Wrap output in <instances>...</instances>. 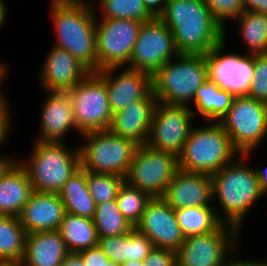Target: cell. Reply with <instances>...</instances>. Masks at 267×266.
Returning a JSON list of instances; mask_svg holds the SVG:
<instances>
[{"label": "cell", "mask_w": 267, "mask_h": 266, "mask_svg": "<svg viewBox=\"0 0 267 266\" xmlns=\"http://www.w3.org/2000/svg\"><path fill=\"white\" fill-rule=\"evenodd\" d=\"M247 159L244 154H239L211 176L213 207L218 219L240 232L247 213L253 209L257 200L263 198L255 167L247 164ZM215 203L219 205L216 206Z\"/></svg>", "instance_id": "6da1fadb"}, {"label": "cell", "mask_w": 267, "mask_h": 266, "mask_svg": "<svg viewBox=\"0 0 267 266\" xmlns=\"http://www.w3.org/2000/svg\"><path fill=\"white\" fill-rule=\"evenodd\" d=\"M173 33L180 54H207L225 40V30L203 0H168L158 17Z\"/></svg>", "instance_id": "7a4b0ae2"}, {"label": "cell", "mask_w": 267, "mask_h": 266, "mask_svg": "<svg viewBox=\"0 0 267 266\" xmlns=\"http://www.w3.org/2000/svg\"><path fill=\"white\" fill-rule=\"evenodd\" d=\"M54 46L72 54L90 72H97L96 15L90 0H50Z\"/></svg>", "instance_id": "3957f363"}, {"label": "cell", "mask_w": 267, "mask_h": 266, "mask_svg": "<svg viewBox=\"0 0 267 266\" xmlns=\"http://www.w3.org/2000/svg\"><path fill=\"white\" fill-rule=\"evenodd\" d=\"M30 154L27 158L19 157L17 160L27 170L35 191L58 194L81 167L78 145L70 150L66 142L35 140Z\"/></svg>", "instance_id": "277c9868"}, {"label": "cell", "mask_w": 267, "mask_h": 266, "mask_svg": "<svg viewBox=\"0 0 267 266\" xmlns=\"http://www.w3.org/2000/svg\"><path fill=\"white\" fill-rule=\"evenodd\" d=\"M208 80L204 54H179L152 75L157 102L190 108L196 91Z\"/></svg>", "instance_id": "5b68a950"}, {"label": "cell", "mask_w": 267, "mask_h": 266, "mask_svg": "<svg viewBox=\"0 0 267 266\" xmlns=\"http://www.w3.org/2000/svg\"><path fill=\"white\" fill-rule=\"evenodd\" d=\"M206 125L192 128L178 157L180 170L212 176L239 155L219 122Z\"/></svg>", "instance_id": "8992f818"}, {"label": "cell", "mask_w": 267, "mask_h": 266, "mask_svg": "<svg viewBox=\"0 0 267 266\" xmlns=\"http://www.w3.org/2000/svg\"><path fill=\"white\" fill-rule=\"evenodd\" d=\"M81 139L84 140L79 145L83 169L126 177L138 144L109 130L82 134Z\"/></svg>", "instance_id": "52a82bcc"}, {"label": "cell", "mask_w": 267, "mask_h": 266, "mask_svg": "<svg viewBox=\"0 0 267 266\" xmlns=\"http://www.w3.org/2000/svg\"><path fill=\"white\" fill-rule=\"evenodd\" d=\"M219 123L228 133L233 148L250 159L267 137V104L248 96L234 97Z\"/></svg>", "instance_id": "ba28073f"}, {"label": "cell", "mask_w": 267, "mask_h": 266, "mask_svg": "<svg viewBox=\"0 0 267 266\" xmlns=\"http://www.w3.org/2000/svg\"><path fill=\"white\" fill-rule=\"evenodd\" d=\"M67 92L73 104L74 118L80 136L110 129L113 113L105 78L99 72L89 73Z\"/></svg>", "instance_id": "9c48e42d"}, {"label": "cell", "mask_w": 267, "mask_h": 266, "mask_svg": "<svg viewBox=\"0 0 267 266\" xmlns=\"http://www.w3.org/2000/svg\"><path fill=\"white\" fill-rule=\"evenodd\" d=\"M241 233L221 223L209 233L185 237L176 251V266H222L239 251Z\"/></svg>", "instance_id": "30bf717a"}, {"label": "cell", "mask_w": 267, "mask_h": 266, "mask_svg": "<svg viewBox=\"0 0 267 266\" xmlns=\"http://www.w3.org/2000/svg\"><path fill=\"white\" fill-rule=\"evenodd\" d=\"M179 170L178 157L155 150L148 145H138L125 181L152 198L163 197L168 184Z\"/></svg>", "instance_id": "8fae6325"}, {"label": "cell", "mask_w": 267, "mask_h": 266, "mask_svg": "<svg viewBox=\"0 0 267 266\" xmlns=\"http://www.w3.org/2000/svg\"><path fill=\"white\" fill-rule=\"evenodd\" d=\"M142 24L138 20L96 18L97 72L128 67Z\"/></svg>", "instance_id": "7c38bea8"}, {"label": "cell", "mask_w": 267, "mask_h": 266, "mask_svg": "<svg viewBox=\"0 0 267 266\" xmlns=\"http://www.w3.org/2000/svg\"><path fill=\"white\" fill-rule=\"evenodd\" d=\"M178 52L173 33L158 17L143 22L135 42L128 68L153 75Z\"/></svg>", "instance_id": "4fadbf2b"}, {"label": "cell", "mask_w": 267, "mask_h": 266, "mask_svg": "<svg viewBox=\"0 0 267 266\" xmlns=\"http://www.w3.org/2000/svg\"><path fill=\"white\" fill-rule=\"evenodd\" d=\"M194 117L195 115L187 106L157 102L146 145L179 157L194 127L192 124Z\"/></svg>", "instance_id": "5bb4252c"}, {"label": "cell", "mask_w": 267, "mask_h": 266, "mask_svg": "<svg viewBox=\"0 0 267 266\" xmlns=\"http://www.w3.org/2000/svg\"><path fill=\"white\" fill-rule=\"evenodd\" d=\"M225 40L205 54L208 79L235 97L247 96L253 79L254 55L226 52Z\"/></svg>", "instance_id": "9a60e30c"}, {"label": "cell", "mask_w": 267, "mask_h": 266, "mask_svg": "<svg viewBox=\"0 0 267 266\" xmlns=\"http://www.w3.org/2000/svg\"><path fill=\"white\" fill-rule=\"evenodd\" d=\"M135 228L147 236L156 248L177 251L185 240L174 209L162 197H154L147 203Z\"/></svg>", "instance_id": "2e32d148"}, {"label": "cell", "mask_w": 267, "mask_h": 266, "mask_svg": "<svg viewBox=\"0 0 267 266\" xmlns=\"http://www.w3.org/2000/svg\"><path fill=\"white\" fill-rule=\"evenodd\" d=\"M99 73L105 78L113 114L131 102L146 99L152 93V75L144 71L115 67L101 70Z\"/></svg>", "instance_id": "e0dca14e"}, {"label": "cell", "mask_w": 267, "mask_h": 266, "mask_svg": "<svg viewBox=\"0 0 267 266\" xmlns=\"http://www.w3.org/2000/svg\"><path fill=\"white\" fill-rule=\"evenodd\" d=\"M46 95L40 113L39 142H65L66 136L77 131L73 104L67 91L45 90Z\"/></svg>", "instance_id": "ac0fdd59"}, {"label": "cell", "mask_w": 267, "mask_h": 266, "mask_svg": "<svg viewBox=\"0 0 267 266\" xmlns=\"http://www.w3.org/2000/svg\"><path fill=\"white\" fill-rule=\"evenodd\" d=\"M42 65L39 83L49 91H69L91 73L72 54L54 45Z\"/></svg>", "instance_id": "d6986e66"}, {"label": "cell", "mask_w": 267, "mask_h": 266, "mask_svg": "<svg viewBox=\"0 0 267 266\" xmlns=\"http://www.w3.org/2000/svg\"><path fill=\"white\" fill-rule=\"evenodd\" d=\"M174 210L213 206V181L210 175L178 170L162 197Z\"/></svg>", "instance_id": "ffe728a7"}, {"label": "cell", "mask_w": 267, "mask_h": 266, "mask_svg": "<svg viewBox=\"0 0 267 266\" xmlns=\"http://www.w3.org/2000/svg\"><path fill=\"white\" fill-rule=\"evenodd\" d=\"M66 211L59 194L33 190L19 220L27 234L59 229Z\"/></svg>", "instance_id": "44dd1931"}, {"label": "cell", "mask_w": 267, "mask_h": 266, "mask_svg": "<svg viewBox=\"0 0 267 266\" xmlns=\"http://www.w3.org/2000/svg\"><path fill=\"white\" fill-rule=\"evenodd\" d=\"M156 104L153 92L146 99L131 102L113 114L109 131L116 136L132 139L138 145L147 144Z\"/></svg>", "instance_id": "7402d4cb"}, {"label": "cell", "mask_w": 267, "mask_h": 266, "mask_svg": "<svg viewBox=\"0 0 267 266\" xmlns=\"http://www.w3.org/2000/svg\"><path fill=\"white\" fill-rule=\"evenodd\" d=\"M58 230L33 232L26 235L24 266H61L69 254Z\"/></svg>", "instance_id": "603a6c76"}, {"label": "cell", "mask_w": 267, "mask_h": 266, "mask_svg": "<svg viewBox=\"0 0 267 266\" xmlns=\"http://www.w3.org/2000/svg\"><path fill=\"white\" fill-rule=\"evenodd\" d=\"M32 192L29 174L16 160L0 179V215L19 216Z\"/></svg>", "instance_id": "cb8c5ba5"}, {"label": "cell", "mask_w": 267, "mask_h": 266, "mask_svg": "<svg viewBox=\"0 0 267 266\" xmlns=\"http://www.w3.org/2000/svg\"><path fill=\"white\" fill-rule=\"evenodd\" d=\"M98 246L109 260L119 264L130 260L143 262L155 248L135 227L127 234L99 238Z\"/></svg>", "instance_id": "d4e9b609"}, {"label": "cell", "mask_w": 267, "mask_h": 266, "mask_svg": "<svg viewBox=\"0 0 267 266\" xmlns=\"http://www.w3.org/2000/svg\"><path fill=\"white\" fill-rule=\"evenodd\" d=\"M234 97L208 79L196 91L190 110L195 116L200 114L205 122H220L230 109Z\"/></svg>", "instance_id": "484cf974"}, {"label": "cell", "mask_w": 267, "mask_h": 266, "mask_svg": "<svg viewBox=\"0 0 267 266\" xmlns=\"http://www.w3.org/2000/svg\"><path fill=\"white\" fill-rule=\"evenodd\" d=\"M66 213L92 219L96 204L87 186L86 170L80 167L58 193Z\"/></svg>", "instance_id": "4316f807"}, {"label": "cell", "mask_w": 267, "mask_h": 266, "mask_svg": "<svg viewBox=\"0 0 267 266\" xmlns=\"http://www.w3.org/2000/svg\"><path fill=\"white\" fill-rule=\"evenodd\" d=\"M58 231L70 253L95 247L99 242L94 221L89 218L65 213Z\"/></svg>", "instance_id": "83f0119b"}, {"label": "cell", "mask_w": 267, "mask_h": 266, "mask_svg": "<svg viewBox=\"0 0 267 266\" xmlns=\"http://www.w3.org/2000/svg\"><path fill=\"white\" fill-rule=\"evenodd\" d=\"M240 41L246 46V53L259 55L267 53V15L245 11L236 19Z\"/></svg>", "instance_id": "f1b7e54d"}, {"label": "cell", "mask_w": 267, "mask_h": 266, "mask_svg": "<svg viewBox=\"0 0 267 266\" xmlns=\"http://www.w3.org/2000/svg\"><path fill=\"white\" fill-rule=\"evenodd\" d=\"M26 235L18 216L0 215V261H22Z\"/></svg>", "instance_id": "f546056e"}, {"label": "cell", "mask_w": 267, "mask_h": 266, "mask_svg": "<svg viewBox=\"0 0 267 266\" xmlns=\"http://www.w3.org/2000/svg\"><path fill=\"white\" fill-rule=\"evenodd\" d=\"M174 213L185 237L209 233L222 223L213 206L175 209Z\"/></svg>", "instance_id": "4dcf8cb0"}, {"label": "cell", "mask_w": 267, "mask_h": 266, "mask_svg": "<svg viewBox=\"0 0 267 266\" xmlns=\"http://www.w3.org/2000/svg\"><path fill=\"white\" fill-rule=\"evenodd\" d=\"M93 221L99 238L127 234L134 228L123 216L116 200L96 205Z\"/></svg>", "instance_id": "1f68e13d"}, {"label": "cell", "mask_w": 267, "mask_h": 266, "mask_svg": "<svg viewBox=\"0 0 267 266\" xmlns=\"http://www.w3.org/2000/svg\"><path fill=\"white\" fill-rule=\"evenodd\" d=\"M90 1L96 18L130 19L142 22H147L155 18L146 9L142 0H98L100 6H96L94 1ZM97 7L99 8L98 10Z\"/></svg>", "instance_id": "d6a6232c"}, {"label": "cell", "mask_w": 267, "mask_h": 266, "mask_svg": "<svg viewBox=\"0 0 267 266\" xmlns=\"http://www.w3.org/2000/svg\"><path fill=\"white\" fill-rule=\"evenodd\" d=\"M151 199L148 193L124 181L118 191L116 201L123 216L135 227Z\"/></svg>", "instance_id": "836d02e7"}, {"label": "cell", "mask_w": 267, "mask_h": 266, "mask_svg": "<svg viewBox=\"0 0 267 266\" xmlns=\"http://www.w3.org/2000/svg\"><path fill=\"white\" fill-rule=\"evenodd\" d=\"M87 186L96 205L116 200L125 178L115 174L86 171Z\"/></svg>", "instance_id": "e575fe53"}, {"label": "cell", "mask_w": 267, "mask_h": 266, "mask_svg": "<svg viewBox=\"0 0 267 266\" xmlns=\"http://www.w3.org/2000/svg\"><path fill=\"white\" fill-rule=\"evenodd\" d=\"M203 2L225 32L227 20L236 22L235 20L245 12L242 0H203Z\"/></svg>", "instance_id": "d590c367"}, {"label": "cell", "mask_w": 267, "mask_h": 266, "mask_svg": "<svg viewBox=\"0 0 267 266\" xmlns=\"http://www.w3.org/2000/svg\"><path fill=\"white\" fill-rule=\"evenodd\" d=\"M253 69L247 96L267 104V53L254 55Z\"/></svg>", "instance_id": "8d00e7d4"}, {"label": "cell", "mask_w": 267, "mask_h": 266, "mask_svg": "<svg viewBox=\"0 0 267 266\" xmlns=\"http://www.w3.org/2000/svg\"><path fill=\"white\" fill-rule=\"evenodd\" d=\"M144 266H176V251L154 248L143 261Z\"/></svg>", "instance_id": "74e56055"}, {"label": "cell", "mask_w": 267, "mask_h": 266, "mask_svg": "<svg viewBox=\"0 0 267 266\" xmlns=\"http://www.w3.org/2000/svg\"><path fill=\"white\" fill-rule=\"evenodd\" d=\"M9 97H4L0 101V147H2V144H6L7 141V136H10L11 130L13 131V120H12V112L10 107L9 102ZM10 105V106H9Z\"/></svg>", "instance_id": "f35d334b"}, {"label": "cell", "mask_w": 267, "mask_h": 266, "mask_svg": "<svg viewBox=\"0 0 267 266\" xmlns=\"http://www.w3.org/2000/svg\"><path fill=\"white\" fill-rule=\"evenodd\" d=\"M77 254L81 257L85 266H104L109 260L98 245L81 250Z\"/></svg>", "instance_id": "ab89813d"}, {"label": "cell", "mask_w": 267, "mask_h": 266, "mask_svg": "<svg viewBox=\"0 0 267 266\" xmlns=\"http://www.w3.org/2000/svg\"><path fill=\"white\" fill-rule=\"evenodd\" d=\"M245 11L259 12L267 15V0H242Z\"/></svg>", "instance_id": "60d3db41"}, {"label": "cell", "mask_w": 267, "mask_h": 266, "mask_svg": "<svg viewBox=\"0 0 267 266\" xmlns=\"http://www.w3.org/2000/svg\"><path fill=\"white\" fill-rule=\"evenodd\" d=\"M146 9L154 16L159 17L168 0H142Z\"/></svg>", "instance_id": "b9f144b4"}, {"label": "cell", "mask_w": 267, "mask_h": 266, "mask_svg": "<svg viewBox=\"0 0 267 266\" xmlns=\"http://www.w3.org/2000/svg\"><path fill=\"white\" fill-rule=\"evenodd\" d=\"M236 252L230 259H228L222 266H262L261 260H243L239 258V255Z\"/></svg>", "instance_id": "7bdbcfd3"}, {"label": "cell", "mask_w": 267, "mask_h": 266, "mask_svg": "<svg viewBox=\"0 0 267 266\" xmlns=\"http://www.w3.org/2000/svg\"><path fill=\"white\" fill-rule=\"evenodd\" d=\"M1 154L3 153H0V179L2 175L5 173V171L18 159V157H16L13 154L9 155L8 154L1 155Z\"/></svg>", "instance_id": "ee69618b"}, {"label": "cell", "mask_w": 267, "mask_h": 266, "mask_svg": "<svg viewBox=\"0 0 267 266\" xmlns=\"http://www.w3.org/2000/svg\"><path fill=\"white\" fill-rule=\"evenodd\" d=\"M255 171L257 174V177L259 179V185L262 192V195H267V167L266 168H259L255 167Z\"/></svg>", "instance_id": "f6af8a7d"}, {"label": "cell", "mask_w": 267, "mask_h": 266, "mask_svg": "<svg viewBox=\"0 0 267 266\" xmlns=\"http://www.w3.org/2000/svg\"><path fill=\"white\" fill-rule=\"evenodd\" d=\"M61 266H85V264L77 253H69Z\"/></svg>", "instance_id": "bcb514c9"}, {"label": "cell", "mask_w": 267, "mask_h": 266, "mask_svg": "<svg viewBox=\"0 0 267 266\" xmlns=\"http://www.w3.org/2000/svg\"><path fill=\"white\" fill-rule=\"evenodd\" d=\"M8 9V7H7V5H6V3H5V1L4 0H0V28L1 27H4V25L6 24V20H7V14H9V13H7V10Z\"/></svg>", "instance_id": "7dc6e473"}, {"label": "cell", "mask_w": 267, "mask_h": 266, "mask_svg": "<svg viewBox=\"0 0 267 266\" xmlns=\"http://www.w3.org/2000/svg\"><path fill=\"white\" fill-rule=\"evenodd\" d=\"M6 63L0 61V87H4L3 84L5 80V78H7V72L8 71V68H7V65H5Z\"/></svg>", "instance_id": "c3c4849f"}, {"label": "cell", "mask_w": 267, "mask_h": 266, "mask_svg": "<svg viewBox=\"0 0 267 266\" xmlns=\"http://www.w3.org/2000/svg\"><path fill=\"white\" fill-rule=\"evenodd\" d=\"M0 266H24L22 261H0Z\"/></svg>", "instance_id": "681fc988"}, {"label": "cell", "mask_w": 267, "mask_h": 266, "mask_svg": "<svg viewBox=\"0 0 267 266\" xmlns=\"http://www.w3.org/2000/svg\"><path fill=\"white\" fill-rule=\"evenodd\" d=\"M120 266H144V264L141 261L130 260V261L120 263Z\"/></svg>", "instance_id": "f907efd6"}, {"label": "cell", "mask_w": 267, "mask_h": 266, "mask_svg": "<svg viewBox=\"0 0 267 266\" xmlns=\"http://www.w3.org/2000/svg\"><path fill=\"white\" fill-rule=\"evenodd\" d=\"M104 266H120V264H119V263H116V262H114V261H112V260H108V261L105 263Z\"/></svg>", "instance_id": "816d5d0a"}, {"label": "cell", "mask_w": 267, "mask_h": 266, "mask_svg": "<svg viewBox=\"0 0 267 266\" xmlns=\"http://www.w3.org/2000/svg\"><path fill=\"white\" fill-rule=\"evenodd\" d=\"M2 88H3V87H0V101H1L5 96H7V94H5V92L3 91Z\"/></svg>", "instance_id": "f5cc1de1"}, {"label": "cell", "mask_w": 267, "mask_h": 266, "mask_svg": "<svg viewBox=\"0 0 267 266\" xmlns=\"http://www.w3.org/2000/svg\"><path fill=\"white\" fill-rule=\"evenodd\" d=\"M262 266H267V259H261Z\"/></svg>", "instance_id": "db71d44e"}]
</instances>
